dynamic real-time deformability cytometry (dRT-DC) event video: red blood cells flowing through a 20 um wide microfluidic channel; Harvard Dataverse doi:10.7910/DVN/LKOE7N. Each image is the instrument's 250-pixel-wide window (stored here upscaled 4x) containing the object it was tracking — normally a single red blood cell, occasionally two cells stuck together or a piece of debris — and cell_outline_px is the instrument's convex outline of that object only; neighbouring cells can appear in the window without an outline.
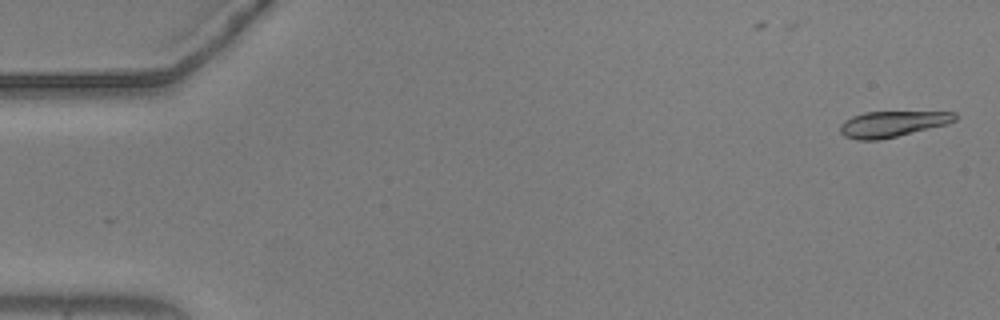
{"species": "common noctule bat (a hibernating species)", "species_latin": "Nyctalus noctula", "temperature_condition": "warm", "stored_images_in_passage": 9, "camera_frame_rate_fps": 3000, "um_per_image_px": 0.085, "animal": {"sex": "male", "body_mass_g": 20.5, "forearm_length_mm": 52.5}, "frame": {"image": 1, "passage_image": 2, "time_ms": 0.333, "image_size_px": [1000, 320], "cell_outline_px": [[956, 120], [948, 124], [880, 140], [856, 140], [844, 136], [840, 132], [840, 124], [844, 120], [852, 116], [864, 112], [956, 112]], "centroid_in_image_um": [75.82, 10.54], "position_along_channel_um": 9.2, "area_um2": 17.34}}